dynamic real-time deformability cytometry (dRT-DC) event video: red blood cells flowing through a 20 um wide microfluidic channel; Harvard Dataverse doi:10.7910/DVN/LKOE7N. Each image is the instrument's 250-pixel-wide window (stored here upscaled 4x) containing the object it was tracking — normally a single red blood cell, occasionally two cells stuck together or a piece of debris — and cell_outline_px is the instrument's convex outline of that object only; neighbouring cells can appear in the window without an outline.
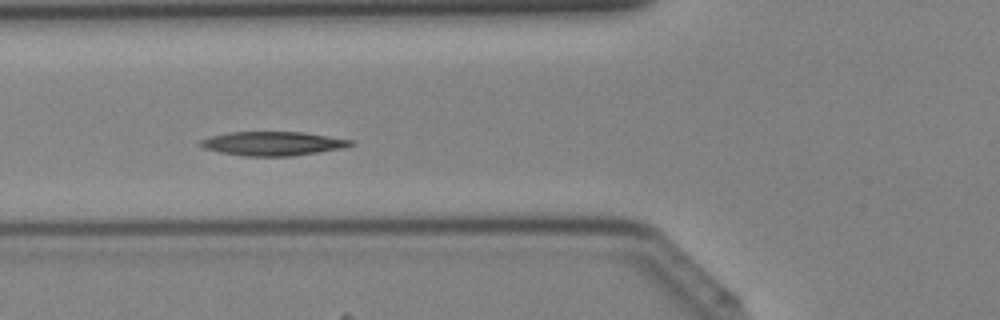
{"species": "Egyptian fruit bat (a non-hibernating species)", "species_latin": "Rousettus aegyptiacus", "temperature_condition": "cold", "stored_images_in_passage": 42, "camera_frame_rate_fps": 3000, "um_per_image_px": 0.085, "animal": {"sex": "female"}, "frame": {"image": 1, "passage_image": 16, "time_ms": 5.0, "image_size_px": [1000, 320], "cell_outline_px": [[356, 144], [344, 148], [292, 156], [244, 156], [220, 152], [204, 148], [200, 144], [200, 140], [212, 136], [228, 132], [304, 132], [352, 140]], "centroid_in_image_um": [23.22, 12.2], "position_along_channel_um": 102.6, "area_um2": 20.92}}
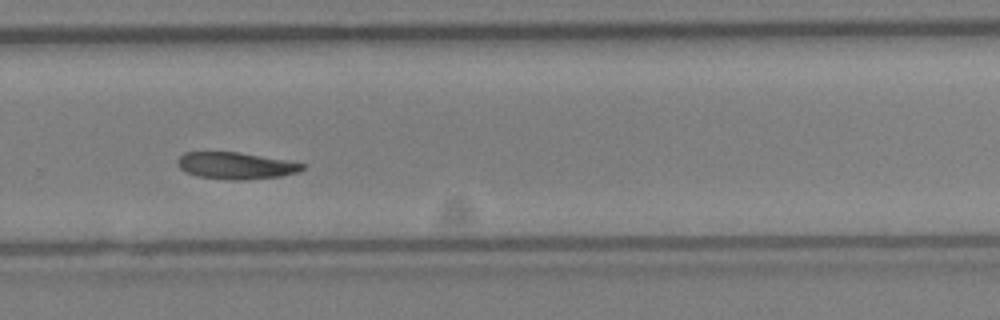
{"frame": {"image": 2, "passage_image": 29, "time_ms": 9.333, "image_size_px": [1000, 320], "cell_outline_px": [[304, 168], [296, 172], [280, 176], [244, 180], [228, 180], [196, 176], [180, 168], [176, 164], [176, 160], [184, 152], [240, 152], [284, 160], [304, 164]], "centroid_in_image_um": [19.98, 14.08], "position_along_channel_um": 309.8, "area_um2": 19.36}}
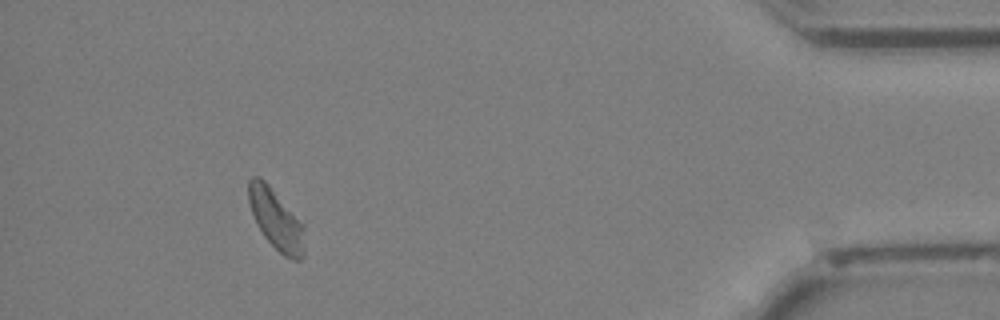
{"frame": {"image": 3, "passage_image": 39, "time_ms": 12.667, "image_size_px": [1000, 320], "cell_outline_px": [[304, 256], [300, 260], [292, 260], [284, 256], [264, 236], [256, 224], [248, 200], [248, 180], [252, 176], [260, 176], [268, 184], [304, 224]], "centroid_in_image_um": [23.47, 18.65], "position_along_channel_um": 411.7, "area_um2": 19.71}}